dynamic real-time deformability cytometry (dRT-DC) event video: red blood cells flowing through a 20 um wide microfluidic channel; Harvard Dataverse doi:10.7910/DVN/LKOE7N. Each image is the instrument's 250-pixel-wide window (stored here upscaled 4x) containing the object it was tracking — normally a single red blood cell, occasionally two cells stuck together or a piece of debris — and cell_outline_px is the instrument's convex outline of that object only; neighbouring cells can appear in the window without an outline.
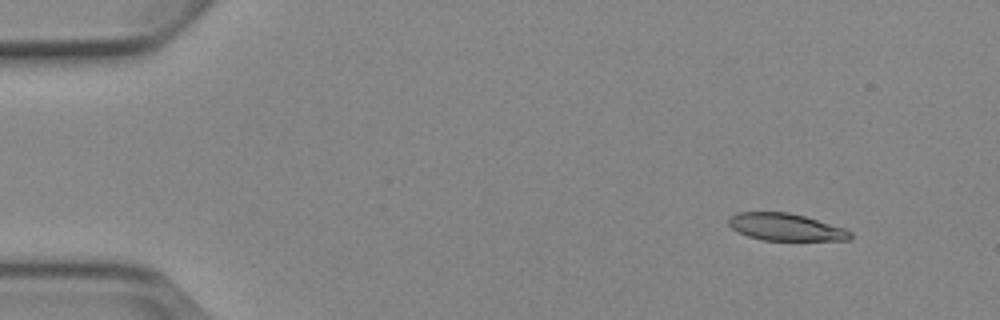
{"species": "Egyptian fruit bat (a non-hibernating species)", "species_latin": "Rousettus aegyptiacus", "temperature_condition": "cold", "stored_images_in_passage": 5, "camera_frame_rate_fps": 3000, "um_per_image_px": 0.085, "animal": {"sex": "female"}, "frame": {"image": 1, "passage_image": 5, "time_ms": 5.667, "image_size_px": [1000, 320], "cell_outline_px": [[852, 236], [848, 240], [764, 240], [748, 236], [732, 228], [728, 224], [728, 216], [736, 212], [788, 212], [804, 216], [844, 228], [852, 232]], "centroid_in_image_um": [66.76, 19.29], "position_along_channel_um": 18.2, "area_um2": 19.19}}